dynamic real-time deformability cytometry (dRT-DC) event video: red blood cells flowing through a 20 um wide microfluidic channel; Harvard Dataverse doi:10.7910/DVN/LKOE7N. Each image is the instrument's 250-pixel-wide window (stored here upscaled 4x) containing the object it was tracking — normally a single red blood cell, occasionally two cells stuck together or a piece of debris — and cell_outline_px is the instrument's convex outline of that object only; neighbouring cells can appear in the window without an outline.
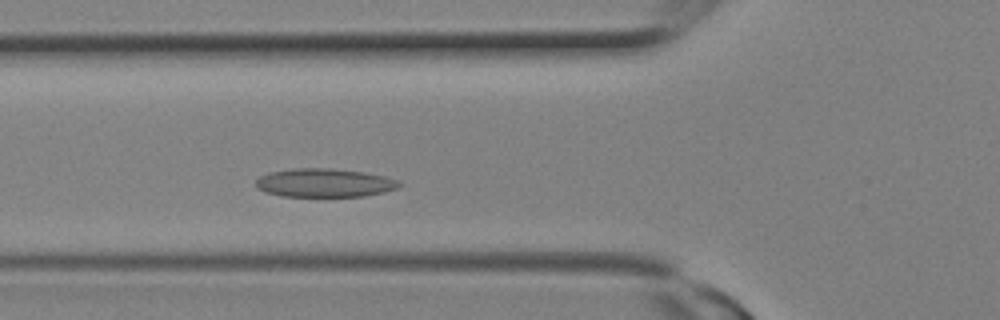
{"species": "Egyptian fruit bat (a non-hibernating species)", "species_latin": "Rousettus aegyptiacus", "temperature_condition": "room temperature", "stored_images_in_passage": 6, "camera_frame_rate_fps": 3000, "um_per_image_px": 0.085, "animal": {"sex": "female"}, "frame": {"image": 1, "passage_image": 6, "time_ms": 1.667, "image_size_px": [1000, 320], "cell_outline_px": [[404, 184], [400, 188], [384, 192], [364, 196], [280, 196], [264, 192], [256, 188], [256, 180], [260, 176], [268, 172], [292, 168], [328, 168], [364, 172], [384, 176], [400, 180]], "centroid_in_image_um": [27.6, 15.54], "position_along_channel_um": 98.2, "area_um2": 24.16}}